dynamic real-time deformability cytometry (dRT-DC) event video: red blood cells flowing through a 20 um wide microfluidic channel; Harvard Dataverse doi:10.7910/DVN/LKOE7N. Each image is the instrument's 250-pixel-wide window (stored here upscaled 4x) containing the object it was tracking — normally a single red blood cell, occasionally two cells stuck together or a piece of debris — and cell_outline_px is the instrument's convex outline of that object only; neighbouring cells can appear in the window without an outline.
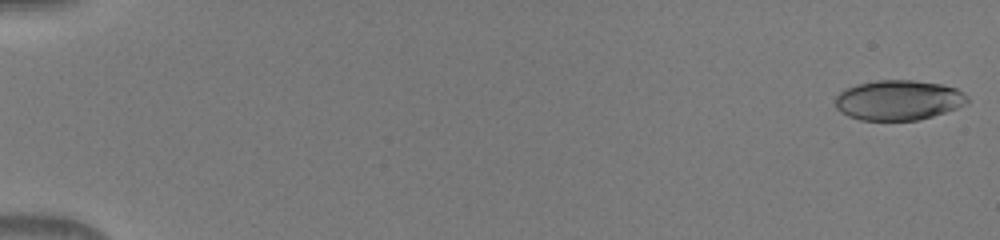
{"species": "human", "species_latin": "Homo sapiens", "temperature_condition": "warm", "stored_images_in_passage": 50, "camera_frame_rate_fps": 3000, "um_per_image_px": 0.085, "donor": {"sex": "male"}, "frame": {"image": 1, "passage_image": 1, "time_ms": 0.0, "image_size_px": [1000, 240], "cell_outline_px": [[968, 104], [932, 116], [916, 120], [860, 120], [848, 116], [840, 112], [836, 108], [836, 96], [844, 88], [856, 84], [876, 80], [912, 80], [944, 84], [956, 88], [964, 92], [968, 96]], "centroid_in_image_um": [76.37, 8.5], "position_along_channel_um": 8.6, "area_um2": 31.04}}
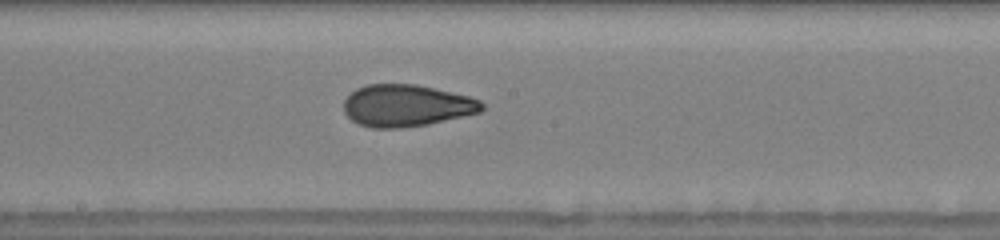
{"frame": {"image": 2, "passage_image": 29, "time_ms": 9.333, "image_size_px": [1000, 240], "cell_outline_px": [[484, 108], [480, 112], [464, 116], [428, 124], [400, 128], [372, 128], [360, 124], [352, 120], [344, 112], [344, 100], [356, 88], [368, 84], [416, 84], [468, 96], [480, 100], [484, 104]], "centroid_in_image_um": [34.55, 8.97], "position_along_channel_um": 213.7, "area_um2": 33.64}}
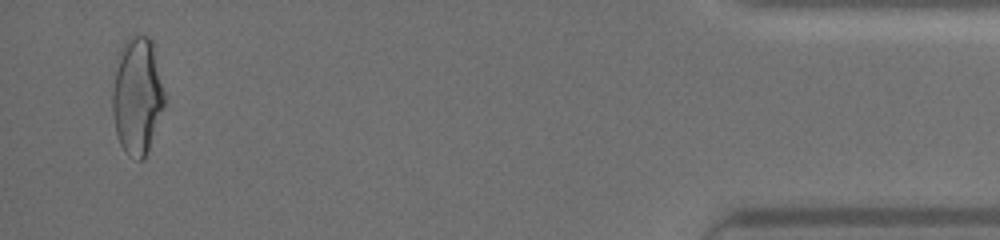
{"frame": {"image": 3, "passage_image": 49, "time_ms": 16.0, "image_size_px": [1000, 240], "cell_outline_px": [[164, 104], [148, 148], [144, 156], [140, 160], [136, 160], [128, 156], [124, 152], [120, 144], [116, 132], [112, 112], [112, 92], [116, 60], [120, 48], [124, 40], [136, 32], [148, 36], [152, 40], [164, 92]], "centroid_in_image_um": [11.62, 8.07], "position_along_channel_um": 423.6, "area_um2": 35.6}}